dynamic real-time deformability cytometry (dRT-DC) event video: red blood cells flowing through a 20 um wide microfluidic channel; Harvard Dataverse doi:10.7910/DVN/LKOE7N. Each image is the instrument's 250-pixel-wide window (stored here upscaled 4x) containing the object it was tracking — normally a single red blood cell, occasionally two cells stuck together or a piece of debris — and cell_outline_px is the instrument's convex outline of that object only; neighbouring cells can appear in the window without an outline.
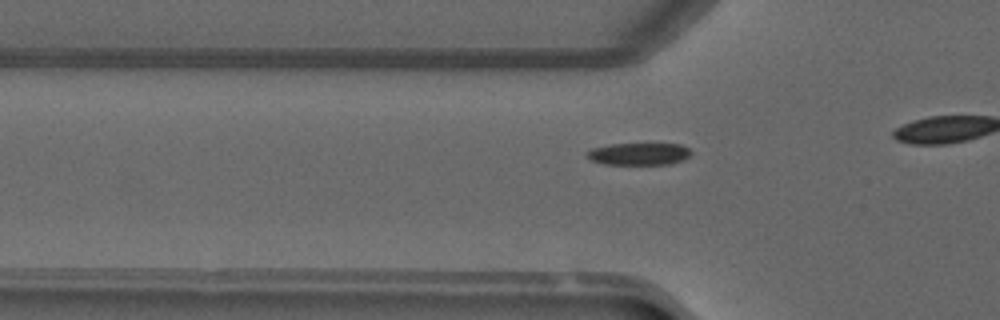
{"species": "common noctule bat (a hibernating species)", "species_latin": "Nyctalus noctula", "temperature_condition": "warm", "stored_images_in_passage": 12, "camera_frame_rate_fps": 3000, "um_per_image_px": 0.085, "animal": {"sex": "male", "forearm_length_mm": 52.5}, "frame": {"image": 1, "passage_image": 7, "time_ms": 2.0, "image_size_px": [1000, 320], "cell_outline_px": [[692, 152], [688, 156], [680, 160], [668, 164], [604, 164], [592, 160], [588, 156], [588, 152], [592, 148], [608, 144], [680, 144], [688, 148]], "centroid_in_image_um": [54.3, 13.07], "position_along_channel_um": 71.5, "area_um2": 13.18}}